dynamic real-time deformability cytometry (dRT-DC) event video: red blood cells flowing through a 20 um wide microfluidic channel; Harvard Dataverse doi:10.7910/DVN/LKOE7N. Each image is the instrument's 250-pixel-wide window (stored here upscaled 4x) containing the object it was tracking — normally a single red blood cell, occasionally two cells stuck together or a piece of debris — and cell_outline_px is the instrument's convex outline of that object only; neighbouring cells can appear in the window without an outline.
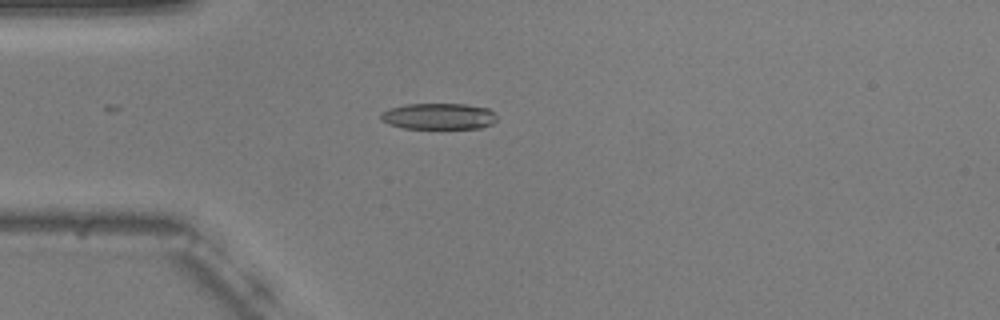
{"species": "common noctule bat (a hibernating species)", "species_latin": "Nyctalus noctula", "temperature_condition": "warm", "stored_images_in_passage": 18, "camera_frame_rate_fps": 3000, "um_per_image_px": 0.085, "animal": {"sex": "male", "body_mass_g": 20.5, "forearm_length_mm": 52.5}, "frame": {"image": 1, "passage_image": 15, "time_ms": 4.667, "image_size_px": [1000, 320], "cell_outline_px": [[496, 120], [492, 124], [480, 128], [404, 128], [388, 124], [380, 120], [380, 112], [388, 108], [404, 104], [464, 104], [488, 108], [496, 116]], "centroid_in_image_um": [37.23, 9.88], "position_along_channel_um": 47.8, "area_um2": 17.8}}